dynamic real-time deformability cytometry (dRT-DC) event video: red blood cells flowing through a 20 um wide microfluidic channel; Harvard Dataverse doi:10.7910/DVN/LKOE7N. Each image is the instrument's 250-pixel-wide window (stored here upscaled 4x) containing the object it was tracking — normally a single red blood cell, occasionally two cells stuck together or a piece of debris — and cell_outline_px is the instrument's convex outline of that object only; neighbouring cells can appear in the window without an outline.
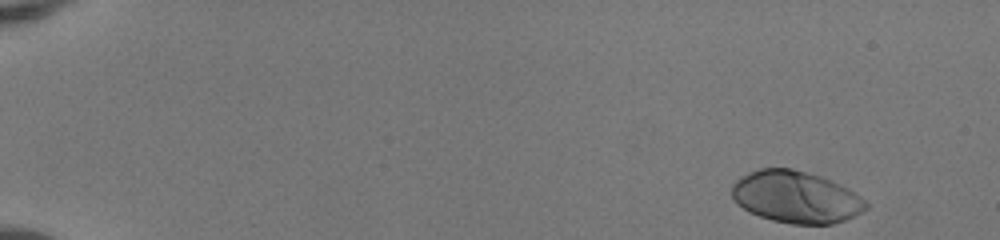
{"species": "human", "species_latin": "Homo sapiens", "temperature_condition": "room temperature", "stored_images_in_passage": 47, "camera_frame_rate_fps": 3000, "um_per_image_px": 0.085, "donor": {"sex": "female"}, "frame": {"image": 1, "passage_image": 1, "time_ms": 0.0, "image_size_px": [1000, 240], "cell_outline_px": [[868, 208], [844, 220], [832, 224], [792, 224], [772, 220], [748, 212], [736, 204], [732, 196], [732, 184], [740, 176], [748, 172], [760, 168], [792, 168], [820, 176], [840, 184], [848, 188], [860, 196], [868, 204]], "centroid_in_image_um": [67.61, 16.74], "position_along_channel_um": 17.4, "area_um2": 40.63}}
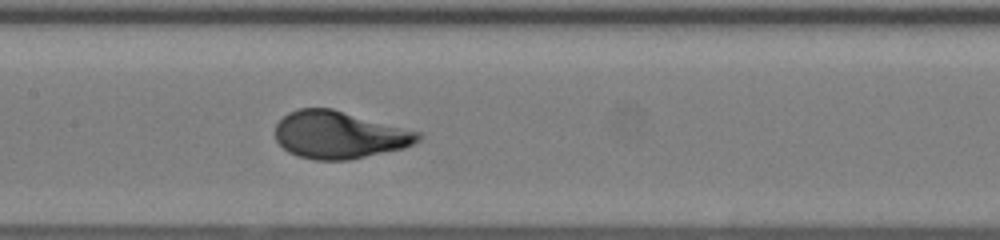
{"frame": {"image": 2, "passage_image": 24, "time_ms": 7.667, "image_size_px": [1000, 240], "cell_outline_px": [[424, 136], [420, 140], [404, 148], [348, 160], [316, 160], [296, 156], [288, 152], [276, 140], [276, 124], [288, 112], [300, 108], [332, 108], [424, 132]], "centroid_in_image_um": [28.88, 11.46], "position_along_channel_um": 178.5, "area_um2": 39.82}}
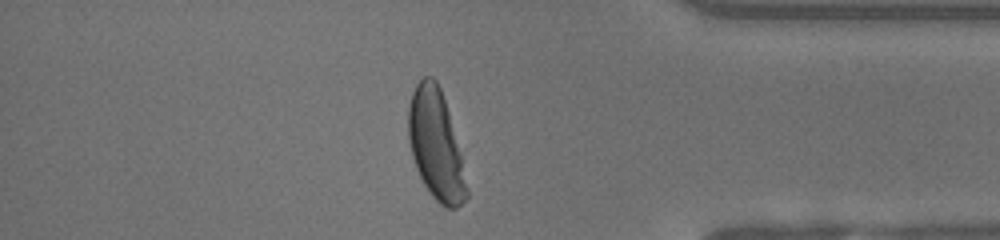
{"frame": {"image": 3, "passage_image": 41, "time_ms": 13.333, "image_size_px": [1000, 240], "cell_outline_px": [[468, 196], [456, 208], [444, 208], [428, 192], [416, 168], [412, 156], [408, 140], [408, 108], [412, 92], [416, 84], [424, 76], [432, 76], [436, 80], [440, 88], [448, 112], [460, 156], [468, 188]], "centroid_in_image_um": [37.01, 12.32], "position_along_channel_um": 398.2, "area_um2": 36.76}, "authors_computed_cell_mechanics": {"area_um2": 39.7086, "velocity_mm_per_s": 4.1565, "shape_relaxation_time_tau1_ms": 3.1711, "shape_relaxation_time_tau2_ms": null, "deformation_change_tau1": 0.2103, "deformation_change_tau2": null}}